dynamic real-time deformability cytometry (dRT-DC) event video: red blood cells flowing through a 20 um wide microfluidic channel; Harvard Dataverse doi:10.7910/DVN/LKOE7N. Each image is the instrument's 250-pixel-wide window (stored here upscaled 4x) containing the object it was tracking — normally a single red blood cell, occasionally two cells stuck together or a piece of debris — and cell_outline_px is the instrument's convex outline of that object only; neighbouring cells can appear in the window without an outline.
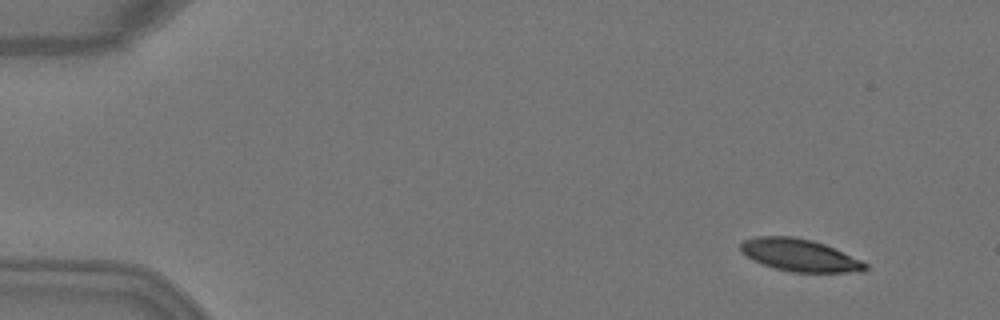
{"species": "Egyptian fruit bat (a non-hibernating species)", "species_latin": "Rousettus aegyptiacus", "temperature_condition": "warm", "stored_images_in_passage": 5, "camera_frame_rate_fps": 3000, "um_per_image_px": 0.085, "animal": {"sex": "female"}, "frame": {"image": 1, "passage_image": 2, "time_ms": 0.333, "image_size_px": [1000, 320], "cell_outline_px": [[868, 268], [864, 272], [792, 272], [776, 268], [752, 260], [740, 252], [740, 244], [744, 240], [756, 236], [792, 236], [812, 240], [824, 244], [860, 260], [868, 264]], "centroid_in_image_um": [67.95, 21.69], "position_along_channel_um": 17.1, "area_um2": 23.41}}